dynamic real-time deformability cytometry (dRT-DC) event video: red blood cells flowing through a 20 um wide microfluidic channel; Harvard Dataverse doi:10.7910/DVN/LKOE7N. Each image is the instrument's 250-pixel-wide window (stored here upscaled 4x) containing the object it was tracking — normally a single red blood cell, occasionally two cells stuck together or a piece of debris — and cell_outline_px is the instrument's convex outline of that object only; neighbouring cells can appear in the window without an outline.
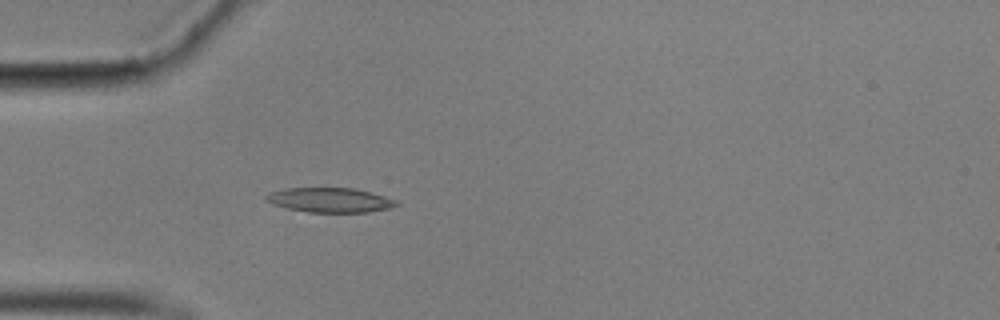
{"species": "common noctule bat (a hibernating species)", "species_latin": "Nyctalus noctula", "temperature_condition": "cold", "stored_images_in_passage": 57, "camera_frame_rate_fps": 3000, "um_per_image_px": 0.085, "animal": {"sex": "male", "body_mass_g": 17.9}, "frame": {"image": 1, "passage_image": 17, "time_ms": 5.333, "image_size_px": [1000, 320], "cell_outline_px": [[400, 204], [388, 208], [368, 212], [308, 212], [288, 208], [272, 204], [264, 196], [268, 192], [284, 188], [356, 188], [384, 196], [396, 200]], "centroid_in_image_um": [28.03, 16.99], "position_along_channel_um": 57.0, "area_um2": 18.61}}
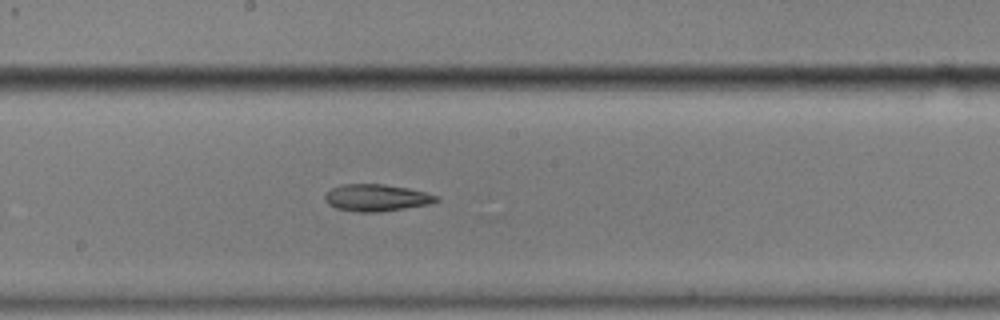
{"frame": {"image": 2, "passage_image": 31, "time_ms": 10.0, "image_size_px": [1000, 320], "cell_outline_px": [[440, 200], [428, 204], [404, 208], [376, 212], [360, 212], [336, 208], [328, 204], [324, 200], [324, 196], [332, 188], [344, 184], [384, 184], [408, 188], [440, 196]], "centroid_in_image_um": [32.0, 16.8], "position_along_channel_um": 216.2, "area_um2": 17.34}}
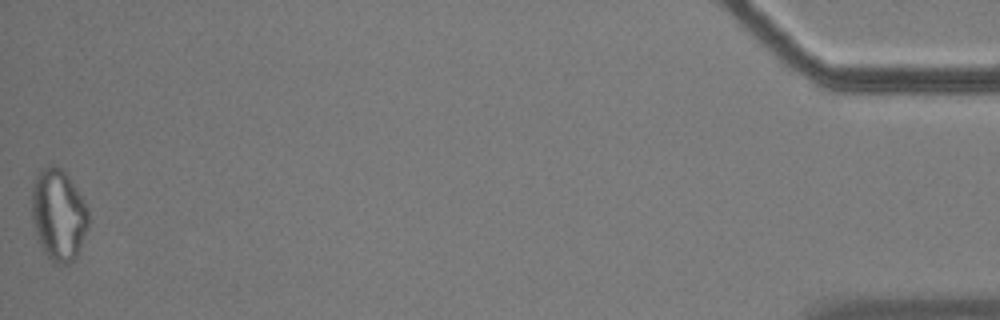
{"frame": {"image": 3, "passage_image": 57, "time_ms": 18.667, "image_size_px": [1000, 320], "cell_outline_px": [[88, 228], [80, 248], [76, 256], [68, 264], [56, 264], [44, 252], [40, 244], [32, 220], [32, 184], [36, 176], [48, 164], [52, 164], [60, 168], [68, 176], [84, 200], [88, 208]], "centroid_in_image_um": [4.98, 18.25], "position_along_channel_um": 430.2, "area_um2": 30.06}}